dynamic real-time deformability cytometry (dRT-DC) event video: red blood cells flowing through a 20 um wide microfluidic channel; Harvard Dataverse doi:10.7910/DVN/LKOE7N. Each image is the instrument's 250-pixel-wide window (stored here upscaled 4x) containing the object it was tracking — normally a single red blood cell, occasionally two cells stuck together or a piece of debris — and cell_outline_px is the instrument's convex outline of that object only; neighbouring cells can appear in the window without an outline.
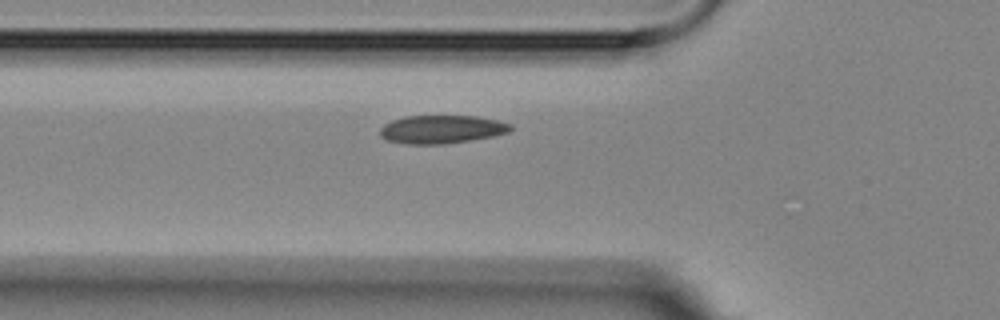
{"species": "Egyptian fruit bat (a non-hibernating species)", "species_latin": "Rousettus aegyptiacus", "temperature_condition": "room temperature", "stored_images_in_passage": 7, "camera_frame_rate_fps": 3000, "um_per_image_px": 0.085, "animal": {"sex": "female"}, "frame": {"image": 1, "passage_image": 7, "time_ms": 7.0, "image_size_px": [1000, 320], "cell_outline_px": [[512, 128], [508, 132], [492, 136], [444, 144], [408, 144], [384, 140], [380, 136], [380, 128], [384, 124], [392, 120], [404, 116], [476, 116], [496, 120], [512, 124]], "centroid_in_image_um": [37.49, 10.99], "position_along_channel_um": 88.3, "area_um2": 21.44}}